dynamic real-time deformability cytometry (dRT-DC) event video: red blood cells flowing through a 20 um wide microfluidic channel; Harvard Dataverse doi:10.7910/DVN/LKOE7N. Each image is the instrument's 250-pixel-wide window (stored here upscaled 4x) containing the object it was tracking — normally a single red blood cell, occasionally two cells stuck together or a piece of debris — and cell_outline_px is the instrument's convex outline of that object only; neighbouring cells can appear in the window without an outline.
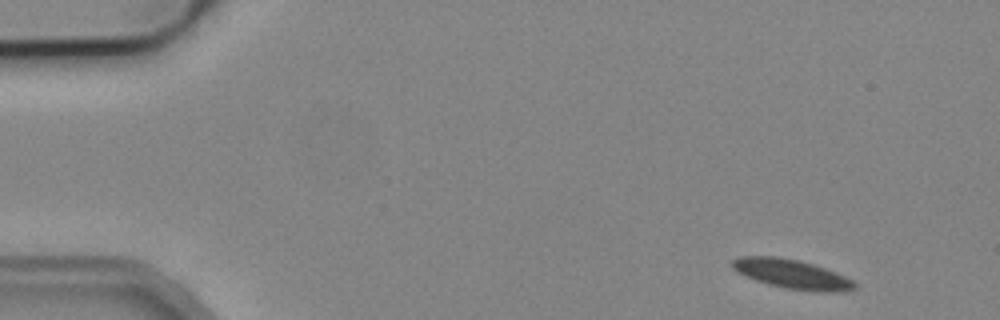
{"species": "common noctule bat (a hibernating species)", "species_latin": "Nyctalus noctula", "temperature_condition": "cold", "stored_images_in_passage": 4, "camera_frame_rate_fps": 3000, "um_per_image_px": 0.085, "animal": {"sex": "male", "body_mass_g": 19.2, "forearm_length_mm": 51.8}, "frame": {"image": 1, "passage_image": 1, "time_ms": 0.0, "image_size_px": [1000, 320], "cell_outline_px": [[856, 288], [848, 292], [820, 292], [784, 288], [768, 284], [756, 280], [736, 272], [732, 268], [732, 260], [740, 256], [776, 256], [800, 260], [836, 272], [856, 280]], "centroid_in_image_um": [67.36, 23.3], "position_along_channel_um": 17.6, "area_um2": 21.15}}
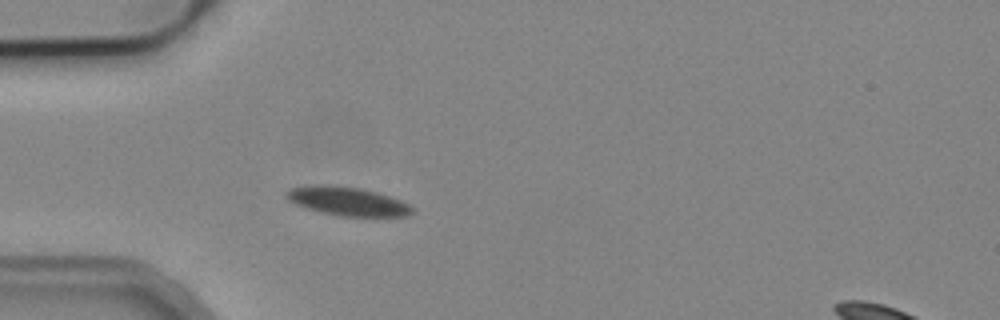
{"frame": {"image": 2, "passage_image": 4, "time_ms": 3.667, "image_size_px": [1000, 320], "cell_outline_px": [[412, 212], [408, 216], [340, 216], [320, 212], [296, 204], [288, 200], [284, 196], [284, 192], [292, 188], [360, 188], [376, 192], [400, 200], [408, 204], [412, 208]], "centroid_in_image_um": [29.6, 17.17], "position_along_channel_um": 55.4, "area_um2": 19.77}}